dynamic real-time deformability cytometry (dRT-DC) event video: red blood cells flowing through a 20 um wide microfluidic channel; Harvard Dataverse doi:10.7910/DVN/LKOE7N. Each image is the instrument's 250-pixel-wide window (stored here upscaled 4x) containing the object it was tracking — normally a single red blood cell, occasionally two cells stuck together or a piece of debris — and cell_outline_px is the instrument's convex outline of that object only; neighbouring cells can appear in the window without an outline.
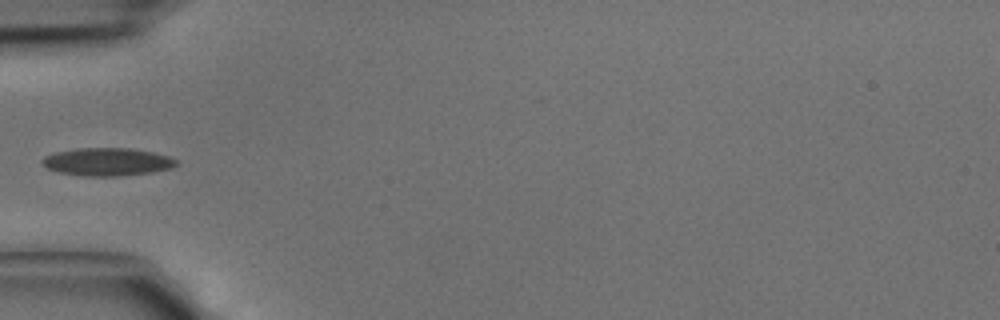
{"species": "common noctule bat (a hibernating species)", "species_latin": "Nyctalus noctula", "temperature_condition": "cold", "stored_images_in_passage": 29, "camera_frame_rate_fps": 3000, "um_per_image_px": 0.085, "animal": {"sex": "male", "body_mass_g": 15.6}, "frame": {"image": 1, "passage_image": 1, "time_ms": 0.0, "image_size_px": [1000, 320], "cell_outline_px": [[180, 164], [172, 168], [152, 172], [116, 176], [88, 176], [56, 172], [48, 168], [40, 160], [44, 156], [56, 152], [76, 148], [132, 148], [152, 152], [168, 156], [176, 160]], "centroid_in_image_um": [9.12, 13.75], "position_along_channel_um": 75.9, "area_um2": 21.79}}
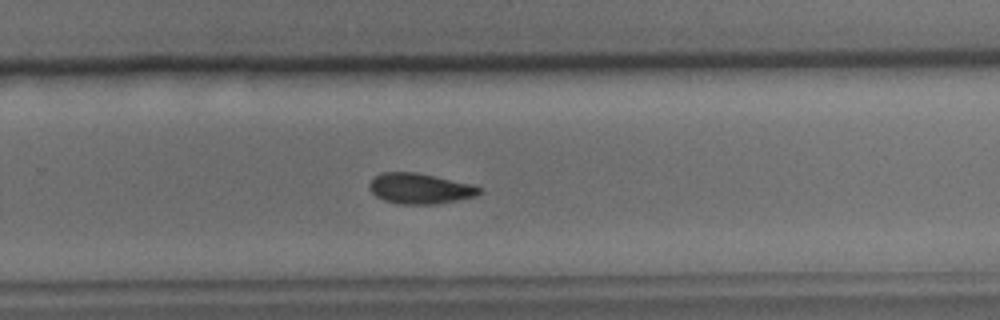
{"frame": {"image": 2, "passage_image": 15, "time_ms": 4.667, "image_size_px": [1000, 320], "cell_outline_px": [[484, 188], [476, 196], [436, 204], [400, 204], [384, 200], [376, 196], [368, 188], [368, 184], [372, 176], [380, 172], [416, 172], [476, 184]], "centroid_in_image_um": [35.7, 16.01], "position_along_channel_um": 294.1, "area_um2": 19.94}}
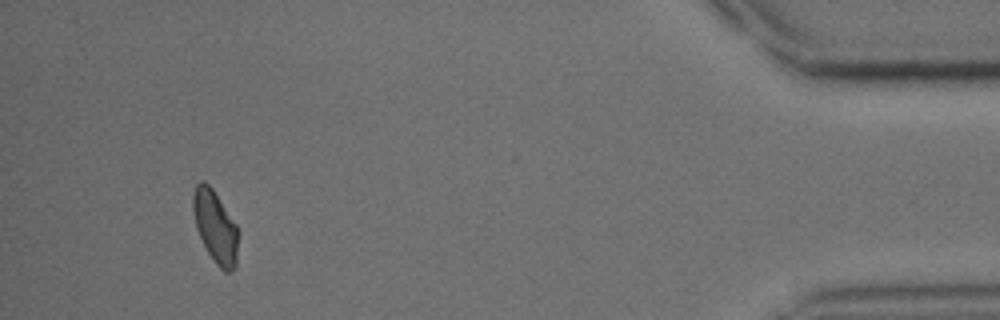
{"frame": {"image": 3, "passage_image": 27, "time_ms": 8.667, "image_size_px": [1000, 320], "cell_outline_px": [[240, 232], [236, 264], [232, 272], [224, 272], [216, 264], [208, 252], [196, 228], [192, 208], [192, 196], [196, 184], [200, 180], [204, 180], [212, 188], [236, 224]], "centroid_in_image_um": [18.32, 19.28], "position_along_channel_um": 416.9, "area_um2": 19.25}}